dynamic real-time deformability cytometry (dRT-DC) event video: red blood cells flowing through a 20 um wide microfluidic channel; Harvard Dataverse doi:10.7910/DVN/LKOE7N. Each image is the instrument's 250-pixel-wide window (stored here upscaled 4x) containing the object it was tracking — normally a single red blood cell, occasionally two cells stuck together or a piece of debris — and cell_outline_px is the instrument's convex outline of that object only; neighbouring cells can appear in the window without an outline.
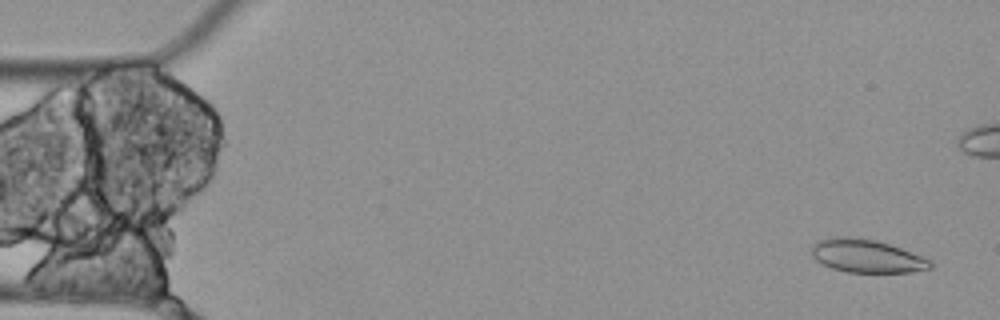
{"species": "Egyptian fruit bat (a non-hibernating species)", "species_latin": "Rousettus aegyptiacus", "temperature_condition": "cold", "stored_images_in_passage": 6, "camera_frame_rate_fps": 3000, "um_per_image_px": 0.085, "animal": {"sex": "female"}, "frame": {"image": 1, "passage_image": 1, "time_ms": 0.0, "image_size_px": [1000, 320], "cell_outline_px": [[932, 268], [908, 272], [848, 272], [832, 268], [816, 260], [812, 256], [812, 244], [820, 240], [836, 236], [848, 236], [876, 240], [900, 248], [932, 260]], "centroid_in_image_um": [73.66, 21.75], "position_along_channel_um": 11.3, "area_um2": 22.77}}
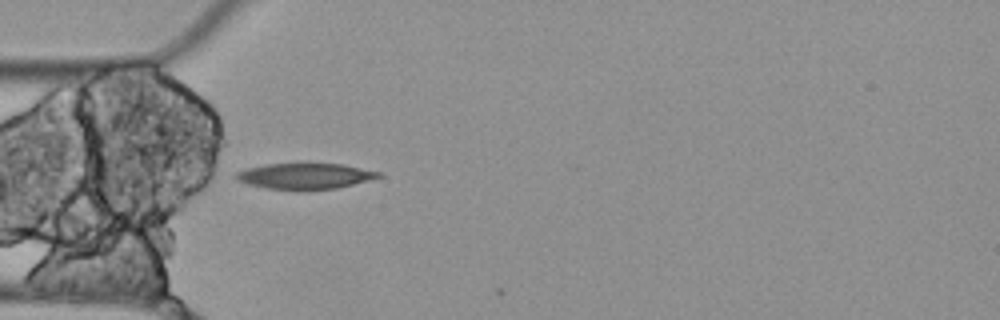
{"frame": {"image": 2, "passage_image": 5, "time_ms": 1.333, "image_size_px": [1000, 320], "cell_outline_px": [[384, 176], [336, 188], [308, 192], [296, 192], [264, 188], [248, 184], [236, 180], [232, 176], [236, 172], [244, 168], [264, 164], [344, 164], [384, 172]], "centroid_in_image_um": [25.89, 15.0], "position_along_channel_um": 59.1, "area_um2": 22.37}}